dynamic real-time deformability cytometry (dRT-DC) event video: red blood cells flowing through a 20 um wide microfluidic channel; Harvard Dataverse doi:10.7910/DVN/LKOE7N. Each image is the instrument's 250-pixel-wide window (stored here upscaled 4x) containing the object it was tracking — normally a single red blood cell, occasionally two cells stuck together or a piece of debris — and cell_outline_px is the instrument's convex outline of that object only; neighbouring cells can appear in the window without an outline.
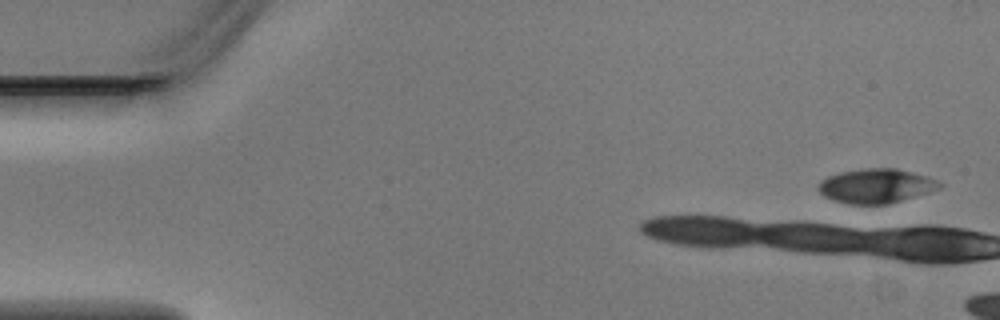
{"species": "Egyptian fruit bat (a non-hibernating species)", "species_latin": "Rousettus aegyptiacus", "temperature_condition": "warm", "stored_images_in_passage": 3, "camera_frame_rate_fps": 3000, "um_per_image_px": 0.085, "animal": {"sex": "male"}, "frame": {"image": 1, "passage_image": 1, "time_ms": 0.0, "image_size_px": [1000, 320], "cell_outline_px": [[944, 184], [940, 188], [928, 192], [888, 204], [848, 204], [832, 200], [824, 196], [816, 188], [820, 180], [828, 176], [840, 172], [868, 168], [896, 168], [928, 176]], "centroid_in_image_um": [74.44, 15.8], "position_along_channel_um": 10.6, "area_um2": 24.28}}